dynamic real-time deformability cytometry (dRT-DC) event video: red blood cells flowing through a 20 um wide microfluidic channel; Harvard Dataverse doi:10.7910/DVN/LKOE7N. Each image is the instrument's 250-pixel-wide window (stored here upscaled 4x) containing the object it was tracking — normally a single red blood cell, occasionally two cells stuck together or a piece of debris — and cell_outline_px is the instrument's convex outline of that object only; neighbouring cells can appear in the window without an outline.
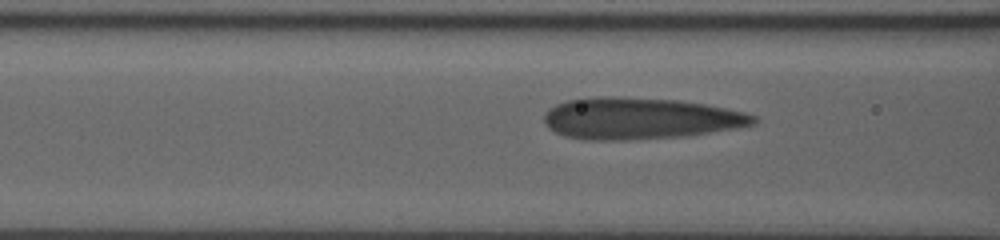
{"species": "human", "species_latin": "Homo sapiens", "temperature_condition": "room temperature", "stored_images_in_passage": 13, "camera_frame_rate_fps": 3000, "um_per_image_px": 0.085, "donor": {"sex": "male"}, "frame": {"image": 1, "passage_image": 10, "time_ms": 3.0, "image_size_px": [1000, 240], "cell_outline_px": [[760, 120], [756, 124], [736, 128], [688, 136], [628, 140], [584, 140], [564, 136], [548, 128], [544, 120], [544, 116], [548, 108], [556, 104], [568, 100], [596, 96], [608, 96], [680, 100], [704, 104], [744, 112], [756, 116]], "centroid_in_image_um": [54.4, 10.07], "position_along_channel_um": 112.2, "area_um2": 51.1}}